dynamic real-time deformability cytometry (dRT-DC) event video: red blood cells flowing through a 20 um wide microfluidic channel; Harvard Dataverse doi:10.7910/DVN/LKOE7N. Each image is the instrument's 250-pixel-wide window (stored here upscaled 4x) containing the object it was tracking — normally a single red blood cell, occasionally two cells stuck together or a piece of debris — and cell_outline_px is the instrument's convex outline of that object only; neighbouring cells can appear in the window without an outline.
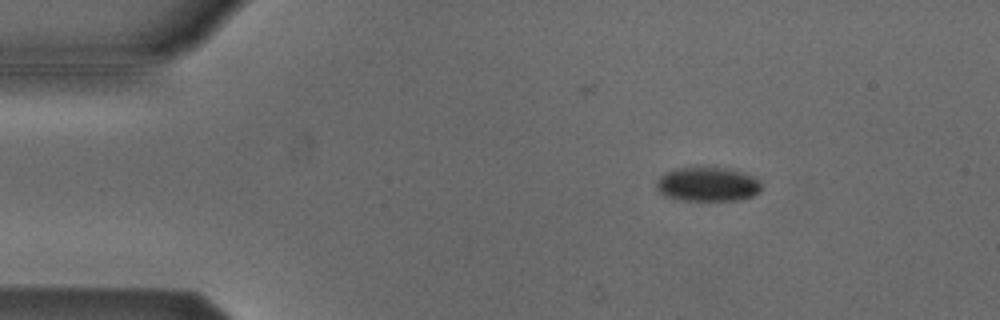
{"species": "Egyptian fruit bat (a non-hibernating species)", "species_latin": "Rousettus aegyptiacus", "temperature_condition": "cold", "stored_images_in_passage": 46, "camera_frame_rate_fps": 3000, "um_per_image_px": 0.085, "animal": {"sex": "male"}, "frame": {"image": 1, "passage_image": 1, "time_ms": 0.0, "image_size_px": [1000, 320], "cell_outline_px": [[764, 188], [760, 192], [752, 196], [740, 200], [680, 200], [664, 196], [656, 188], [656, 180], [664, 172], [676, 168], [724, 168], [740, 172], [752, 176], [760, 180]], "centroid_in_image_um": [60.15, 15.68], "position_along_channel_um": 24.9, "area_um2": 21.04}}
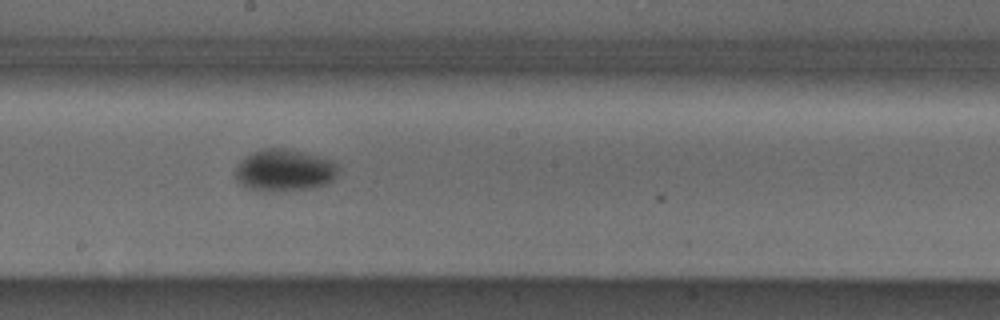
{"frame": {"image": 2, "passage_image": 22, "time_ms": 7.0, "image_size_px": [1000, 320], "cell_outline_px": [[340, 168], [336, 176], [328, 184], [312, 188], [268, 192], [264, 192], [244, 188], [236, 180], [236, 168], [240, 160], [244, 156], [252, 152], [264, 148], [288, 148], [316, 156], [328, 160], [336, 164]], "centroid_in_image_um": [24.13, 14.49], "position_along_channel_um": 224.1, "area_um2": 25.43}}
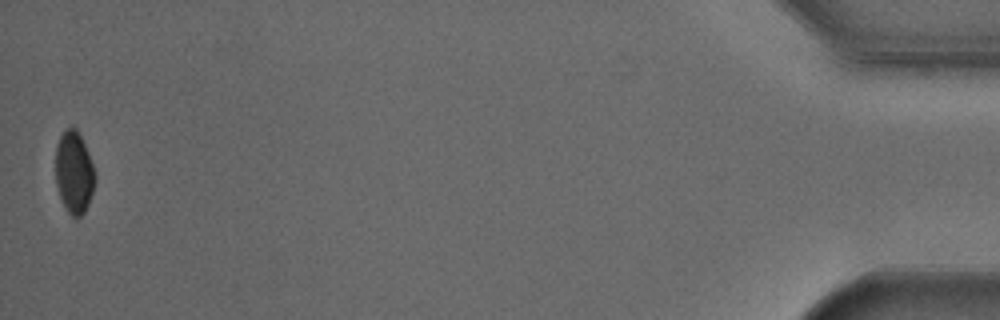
{"frame": {"image": 3, "passage_image": 46, "time_ms": 15.0, "image_size_px": [1000, 320], "cell_outline_px": [[96, 180], [88, 204], [84, 212], [80, 216], [72, 216], [68, 212], [60, 196], [56, 184], [56, 144], [60, 136], [68, 128], [76, 128], [88, 152], [96, 172]], "centroid_in_image_um": [6.3, 14.65], "position_along_channel_um": 428.9, "area_um2": 18.67}}